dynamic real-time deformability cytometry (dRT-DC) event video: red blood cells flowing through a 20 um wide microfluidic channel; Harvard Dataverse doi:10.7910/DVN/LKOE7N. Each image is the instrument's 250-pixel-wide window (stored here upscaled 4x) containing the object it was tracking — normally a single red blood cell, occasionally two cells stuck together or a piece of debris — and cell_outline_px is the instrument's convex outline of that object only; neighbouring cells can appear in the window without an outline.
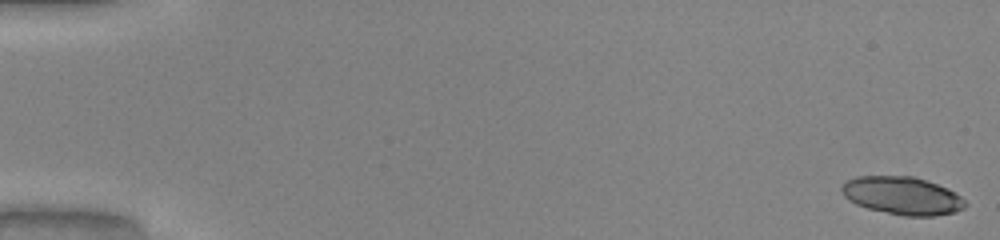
{"species": "common noctule bat (a hibernating species)", "species_latin": "Nyctalus noctula", "temperature_condition": "warm", "stored_images_in_passage": 28, "camera_frame_rate_fps": 3000, "um_per_image_px": 0.085, "animal": {"sex": "male", "body_mass_g": 20.0, "forearm_length_mm": 53.3}, "frame": {"image": 1, "passage_image": 1, "time_ms": 0.0, "image_size_px": [1000, 240], "cell_outline_px": [[968, 204], [964, 208], [952, 212], [932, 216], [904, 216], [868, 208], [856, 204], [848, 200], [844, 196], [840, 188], [848, 180], [856, 176], [912, 176], [948, 188], [956, 192]], "centroid_in_image_um": [76.69, 16.63], "position_along_channel_um": 8.3, "area_um2": 27.11}}
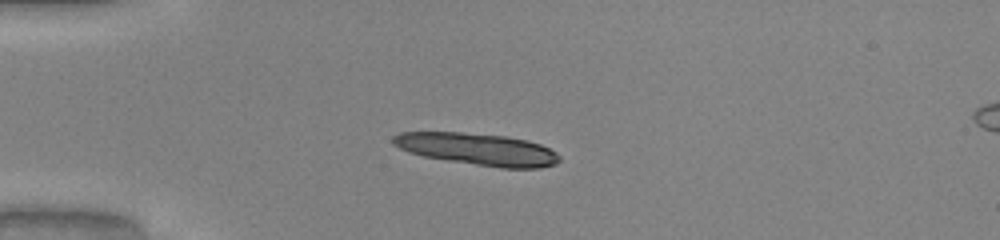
{"frame": {"image": 2, "passage_image": 14, "time_ms": 4.333, "image_size_px": [1000, 240], "cell_outline_px": [[560, 160], [556, 164], [540, 168], [500, 168], [448, 160], [424, 156], [408, 152], [392, 144], [392, 136], [400, 132], [460, 132], [504, 136], [524, 140], [540, 144], [556, 152], [560, 156]], "centroid_in_image_um": [40.58, 12.68], "position_along_channel_um": 44.4, "area_um2": 30.87}}